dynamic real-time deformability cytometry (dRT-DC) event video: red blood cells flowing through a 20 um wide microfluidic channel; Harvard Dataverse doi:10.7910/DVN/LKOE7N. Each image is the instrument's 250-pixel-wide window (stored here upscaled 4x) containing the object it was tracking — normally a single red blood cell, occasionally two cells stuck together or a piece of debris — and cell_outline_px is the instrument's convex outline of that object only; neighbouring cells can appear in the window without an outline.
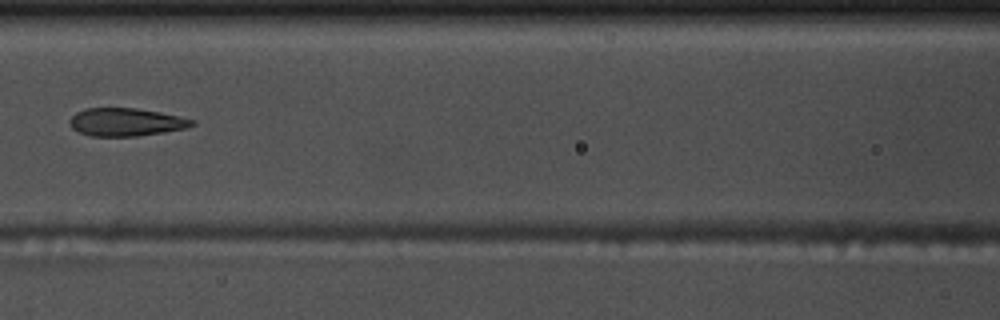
{"species": "common noctule bat (a hibernating species)", "species_latin": "Nyctalus noctula", "temperature_condition": "warm", "stored_images_in_passage": 7, "camera_frame_rate_fps": 3000, "um_per_image_px": 0.085, "animal": {"sex": "male", "body_mass_g": 17.5, "forearm_length_mm": 52.3}, "frame": {"image": 1, "passage_image": 4, "time_ms": 1.0, "image_size_px": [1000, 320], "cell_outline_px": [[196, 124], [184, 128], [164, 132], [136, 136], [92, 136], [80, 132], [72, 128], [72, 116], [76, 112], [84, 108], [136, 108], [160, 112], [196, 120]], "centroid_in_image_um": [10.74, 10.37], "position_along_channel_um": 155.9, "area_um2": 19.71}}
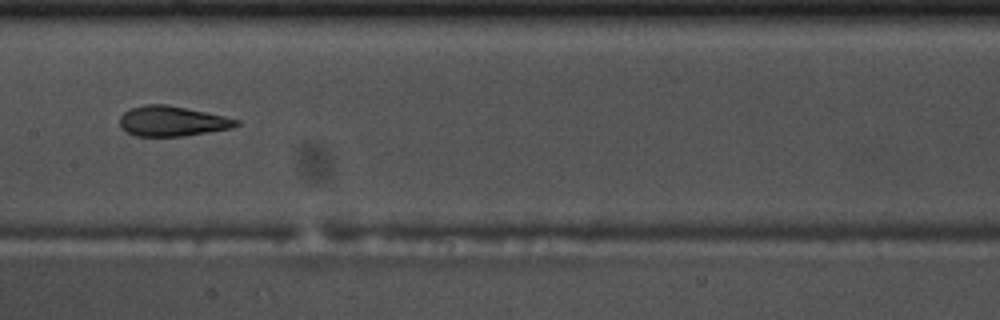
{"frame": {"image": 2, "passage_image": 5, "time_ms": 1.333, "image_size_px": [1000, 320], "cell_outline_px": [[240, 124], [232, 128], [184, 136], [136, 136], [124, 132], [120, 128], [120, 116], [128, 108], [144, 104], [168, 104], [224, 116], [240, 120]], "centroid_in_image_um": [14.59, 10.29], "position_along_channel_um": 192.8, "area_um2": 20.69}}